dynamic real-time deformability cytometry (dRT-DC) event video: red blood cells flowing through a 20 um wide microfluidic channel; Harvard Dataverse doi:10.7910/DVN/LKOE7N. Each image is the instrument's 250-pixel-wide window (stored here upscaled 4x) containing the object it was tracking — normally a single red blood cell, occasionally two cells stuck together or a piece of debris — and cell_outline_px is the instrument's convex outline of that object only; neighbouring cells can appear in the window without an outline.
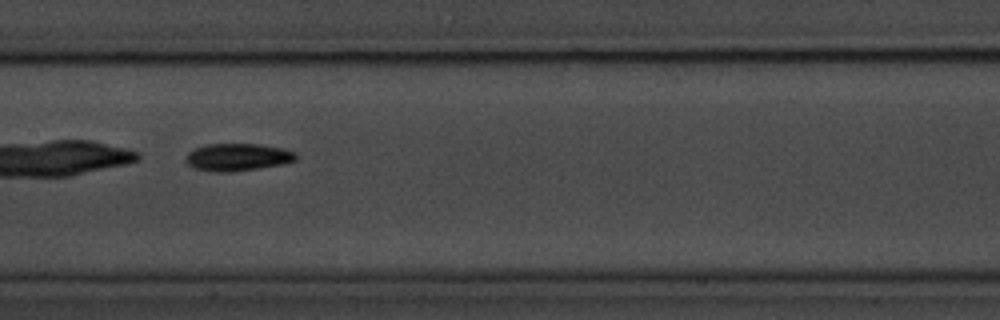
{"species": "common noctule bat (a hibernating species)", "species_latin": "Nyctalus noctula", "temperature_condition": "room temperature", "stored_images_in_passage": 50, "camera_frame_rate_fps": 3000, "um_per_image_px": 0.085, "animal": {"sex": "male", "body_mass_g": 20.1, "forearm_length_mm": 53.5}, "frame": {"image": 1, "passage_image": 24, "time_ms": 7.667, "image_size_px": [1000, 320], "cell_outline_px": [[296, 160], [284, 164], [232, 172], [212, 172], [192, 168], [184, 160], [188, 152], [204, 144], [260, 144], [284, 148], [296, 152]], "centroid_in_image_um": [20.18, 13.36], "position_along_channel_um": 187.2, "area_um2": 17.86}, "authors_computed_cell_mechanics": {"area_um2": 17.8891, "velocity_mm_per_s": 3.6676, "shape_relaxation_time_tau1_ms": 1.9591, "shape_relaxation_time_tau2_ms": null, "deformation_change_tau1": 0.2535, "deformation_change_tau2": null}}